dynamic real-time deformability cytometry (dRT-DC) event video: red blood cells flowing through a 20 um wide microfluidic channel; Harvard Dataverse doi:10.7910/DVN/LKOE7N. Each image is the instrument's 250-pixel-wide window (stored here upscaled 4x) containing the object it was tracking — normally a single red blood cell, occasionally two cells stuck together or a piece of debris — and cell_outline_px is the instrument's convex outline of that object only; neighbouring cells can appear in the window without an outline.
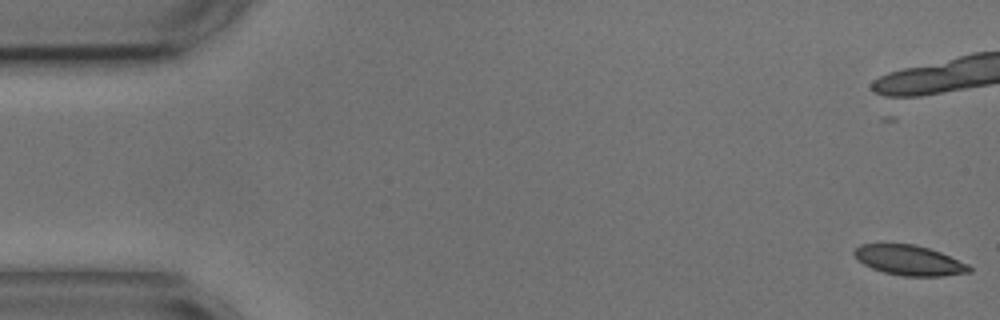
{"species": "common noctule bat (a hibernating species)", "species_latin": "Nyctalus noctula", "temperature_condition": "cold", "stored_images_in_passage": 53, "camera_frame_rate_fps": 3000, "um_per_image_px": 0.085, "animal": {"sex": "male", "body_mass_g": 17.9, "forearm_length_mm": 54.2}, "frame": {"image": 1, "passage_image": 1, "time_ms": 0.0, "image_size_px": [1000, 320], "cell_outline_px": [[972, 272], [944, 276], [904, 276], [884, 272], [872, 268], [864, 264], [852, 252], [860, 244], [912, 244], [928, 248], [940, 252], [968, 264], [972, 268]], "centroid_in_image_um": [77.32, 22.13], "position_along_channel_um": 7.7, "area_um2": 19.94}, "authors_computed_cell_mechanics": {"area_um2": 21.0392, "velocity_mm_per_s": 3.5784, "shape_relaxation_time_tau1_ms": 3.8912, "shape_relaxation_time_tau2_ms": 2.5932, "deformation_change_tau1": 0.1207, "deformation_change_tau2": 0.0826}}